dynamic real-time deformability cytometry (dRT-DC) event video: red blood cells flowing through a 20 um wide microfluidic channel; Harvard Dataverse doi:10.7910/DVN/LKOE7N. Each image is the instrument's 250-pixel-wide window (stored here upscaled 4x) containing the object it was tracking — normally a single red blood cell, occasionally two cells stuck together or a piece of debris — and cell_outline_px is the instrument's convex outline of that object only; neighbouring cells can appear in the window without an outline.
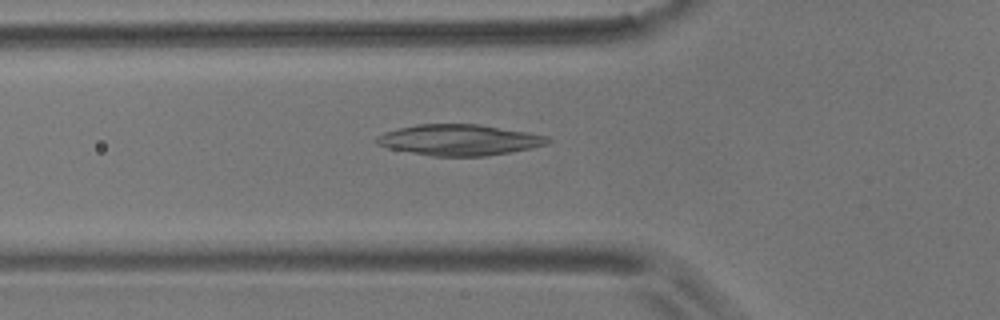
{"species": "common noctule bat (a hibernating species)", "species_latin": "Nyctalus noctula", "temperature_condition": "room temperature", "stored_images_in_passage": 39, "camera_frame_rate_fps": 3000, "um_per_image_px": 0.085, "animal": {"sex": "male", "body_mass_g": 17.9}, "frame": {"image": 1, "passage_image": 2, "time_ms": 0.333, "image_size_px": [1000, 320], "cell_outline_px": [[552, 140], [548, 144], [532, 148], [484, 156], [432, 156], [388, 148], [376, 144], [376, 136], [384, 132], [416, 124], [476, 124], [528, 132], [548, 136]], "centroid_in_image_um": [39.04, 11.89], "position_along_channel_um": 86.8, "area_um2": 30.75}}
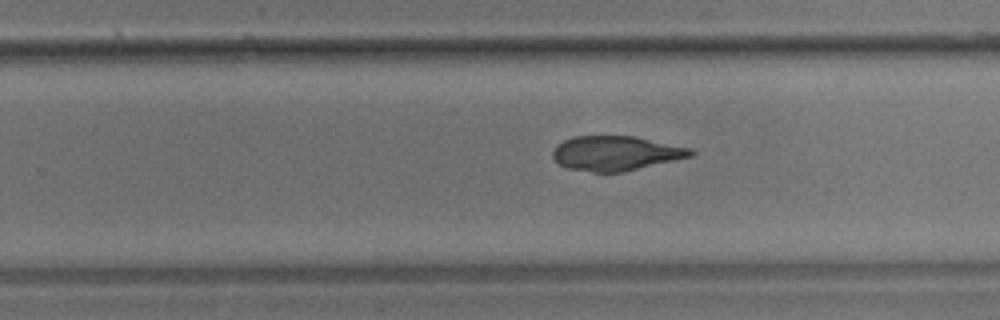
{"frame": {"image": 2, "passage_image": 18, "time_ms": 5.667, "image_size_px": [1000, 320], "cell_outline_px": [[696, 152], [692, 156], [624, 172], [592, 172], [568, 168], [560, 164], [552, 156], [552, 152], [556, 144], [564, 140], [576, 136], [632, 136], [692, 148]], "centroid_in_image_um": [52.35, 13.03], "position_along_channel_um": 277.5, "area_um2": 27.74}}
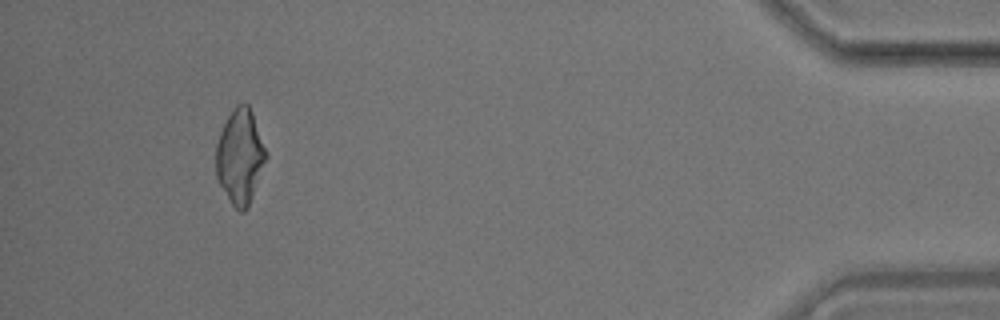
{"frame": {"image": 3, "passage_image": 35, "time_ms": 11.333, "image_size_px": [1000, 320], "cell_outline_px": [[268, 156], [248, 208], [244, 212], [240, 212], [232, 204], [220, 184], [216, 176], [216, 144], [220, 132], [228, 116], [236, 104], [248, 104], [252, 112], [268, 152]], "centroid_in_image_um": [20.42, 13.31], "position_along_channel_um": 414.8, "area_um2": 27.63}}